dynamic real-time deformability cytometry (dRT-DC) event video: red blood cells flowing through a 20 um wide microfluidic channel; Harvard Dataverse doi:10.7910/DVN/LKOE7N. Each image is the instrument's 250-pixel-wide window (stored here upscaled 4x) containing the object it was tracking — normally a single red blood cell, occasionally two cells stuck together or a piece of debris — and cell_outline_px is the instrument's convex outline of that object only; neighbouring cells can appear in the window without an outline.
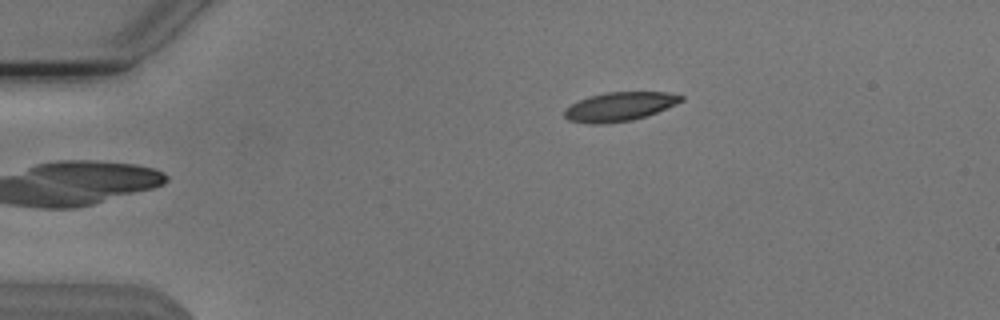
{"species": "Egyptian fruit bat (a non-hibernating species)", "species_latin": "Rousettus aegyptiacus", "temperature_condition": "cold", "stored_images_in_passage": 37, "camera_frame_rate_fps": 3000, "um_per_image_px": 0.085, "animal": {"sex": "male"}, "frame": {"image": 1, "passage_image": 1, "time_ms": 0.0, "image_size_px": [1000, 320], "cell_outline_px": [[684, 100], [676, 104], [648, 116], [632, 120], [608, 124], [588, 124], [568, 120], [564, 116], [564, 108], [588, 96], [608, 92], [668, 92], [684, 96]], "centroid_in_image_um": [52.66, 9.07], "position_along_channel_um": 32.3, "area_um2": 19.88}}
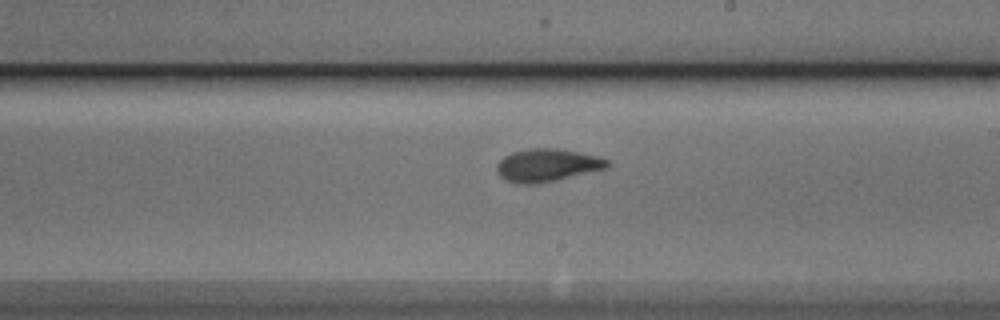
{"frame": {"image": 2, "passage_image": 22, "time_ms": 7.0, "image_size_px": [1000, 320], "cell_outline_px": [[612, 164], [608, 168], [556, 180], [532, 184], [516, 184], [504, 180], [500, 176], [496, 168], [496, 164], [504, 156], [512, 152], [528, 148], [560, 148], [596, 156], [608, 160]], "centroid_in_image_um": [46.5, 14.04], "position_along_channel_um": 242.5, "area_um2": 21.27}}
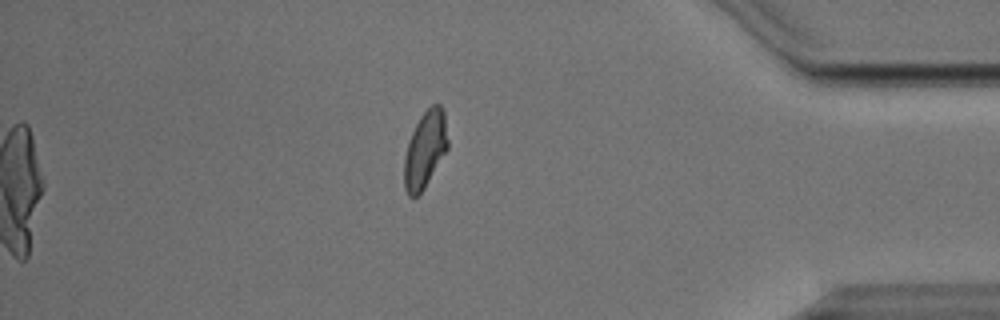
{"frame": {"image": 3, "passage_image": 37, "time_ms": 12.0, "image_size_px": [1000, 320], "cell_outline_px": [[448, 148], [424, 188], [416, 196], [408, 196], [404, 188], [404, 156], [408, 140], [420, 116], [432, 104], [440, 104], [444, 108], [448, 140]], "centroid_in_image_um": [36.13, 12.68], "position_along_channel_um": 399.1, "area_um2": 19.54}, "authors_computed_cell_mechanics": {"area_um2": 20.4612, "velocity_mm_per_s": 3.7981, "shape_relaxation_time_tau1_ms": 2.7102, "shape_relaxation_time_tau2_ms": 2.168, "deformation_change_tau1": 0.1562, "deformation_change_tau2": 0.0616}}